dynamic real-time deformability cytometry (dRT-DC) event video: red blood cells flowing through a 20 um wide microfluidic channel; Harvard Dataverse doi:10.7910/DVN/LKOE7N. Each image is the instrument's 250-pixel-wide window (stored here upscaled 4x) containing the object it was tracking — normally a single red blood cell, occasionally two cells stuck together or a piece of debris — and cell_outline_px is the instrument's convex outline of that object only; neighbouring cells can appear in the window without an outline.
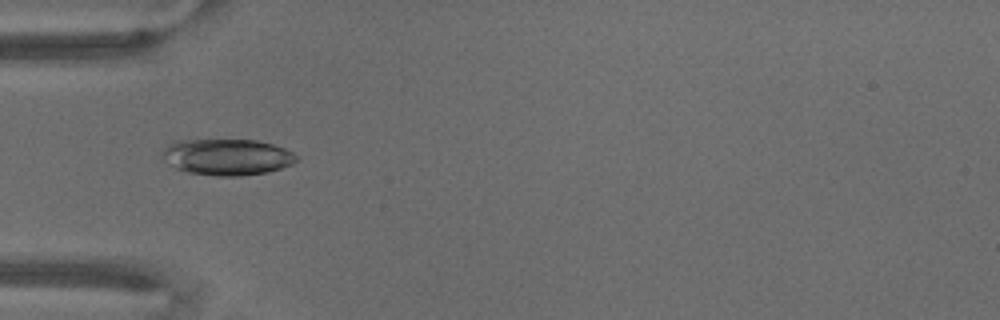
{"species": "common noctule bat (a hibernating species)", "species_latin": "Nyctalus noctula", "temperature_condition": "warm", "stored_images_in_passage": 70, "camera_frame_rate_fps": 3000, "um_per_image_px": 0.085, "animal": {"sex": "male", "body_mass_g": 18.8}, "frame": {"image": 1, "passage_image": 23, "time_ms": 7.333, "image_size_px": [1000, 320], "cell_outline_px": [[300, 160], [292, 164], [268, 172], [240, 176], [216, 176], [188, 172], [176, 168], [160, 152], [172, 140], [256, 140], [272, 144], [284, 148], [300, 156]], "centroid_in_image_um": [19.35, 13.34], "position_along_channel_um": 65.7, "area_um2": 28.38}}
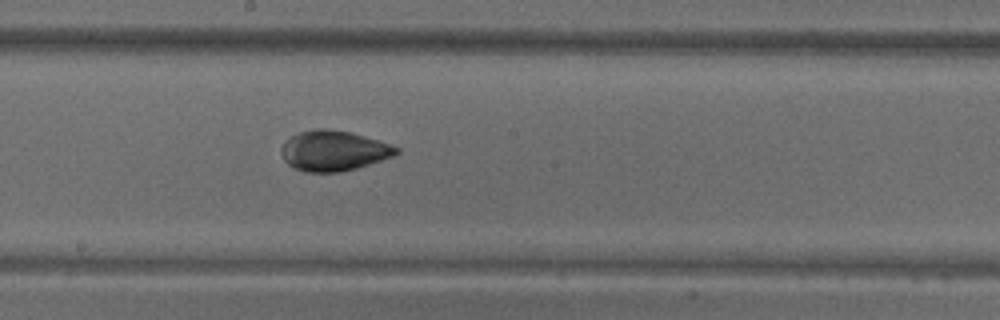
{"frame": {"image": 2, "passage_image": 39, "time_ms": 12.667, "image_size_px": [1000, 320], "cell_outline_px": [[400, 152], [392, 156], [356, 168], [340, 172], [304, 172], [288, 164], [284, 160], [280, 152], [280, 148], [292, 136], [300, 132], [316, 128], [328, 128], [352, 132], [400, 148]], "centroid_in_image_um": [28.33, 12.81], "position_along_channel_um": 219.9, "area_um2": 26.76}}
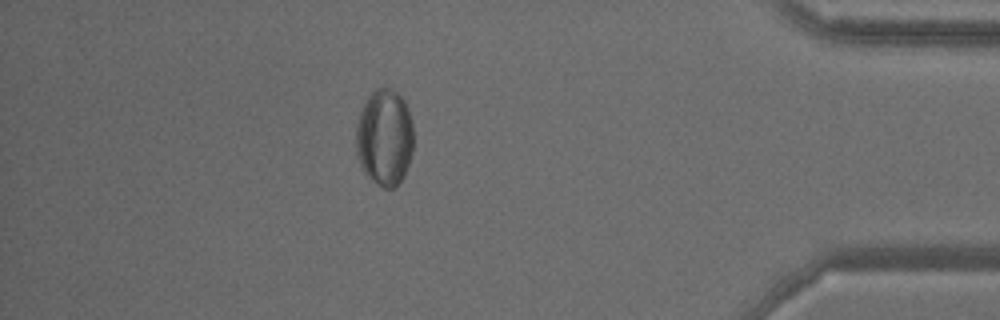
{"frame": {"image": 3, "passage_image": 62, "time_ms": 20.333, "image_size_px": [1000, 320], "cell_outline_px": [[412, 152], [404, 176], [396, 188], [384, 188], [372, 180], [364, 172], [360, 164], [356, 152], [356, 124], [360, 112], [368, 96], [376, 88], [388, 84], [404, 100], [408, 108], [412, 120]], "centroid_in_image_um": [32.68, 11.65], "position_along_channel_um": 402.5, "area_um2": 32.71}}